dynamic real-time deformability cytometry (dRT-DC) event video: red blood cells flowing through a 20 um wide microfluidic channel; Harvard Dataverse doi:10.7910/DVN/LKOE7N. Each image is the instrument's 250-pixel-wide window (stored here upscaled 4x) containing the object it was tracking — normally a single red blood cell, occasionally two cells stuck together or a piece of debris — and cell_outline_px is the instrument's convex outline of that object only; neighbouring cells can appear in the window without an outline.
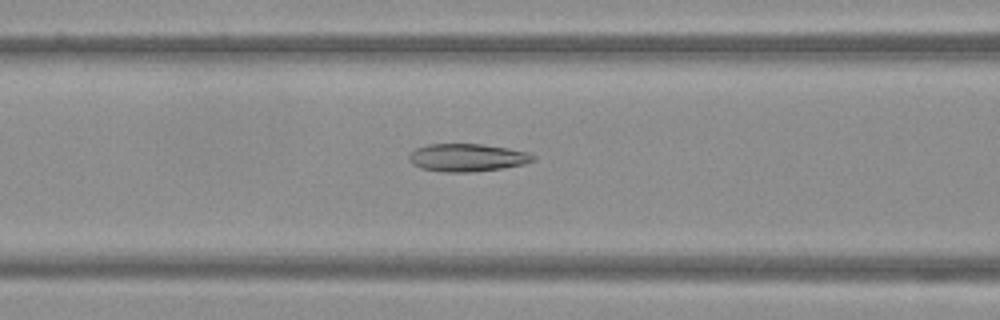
{"species": "Egyptian fruit bat (a non-hibernating species)", "species_latin": "Rousettus aegyptiacus", "temperature_condition": "warm", "stored_images_in_passage": 50, "camera_frame_rate_fps": 3000, "um_per_image_px": 0.085, "frame": {"image": 1, "passage_image": 21, "time_ms": 6.667, "image_size_px": [1000, 320], "cell_outline_px": [[536, 160], [524, 164], [500, 168], [472, 172], [444, 172], [420, 168], [412, 164], [408, 160], [408, 156], [416, 148], [428, 144], [484, 144], [508, 148], [528, 152], [536, 156]], "centroid_in_image_um": [39.71, 13.39], "position_along_channel_um": 126.9, "area_um2": 20.17}}
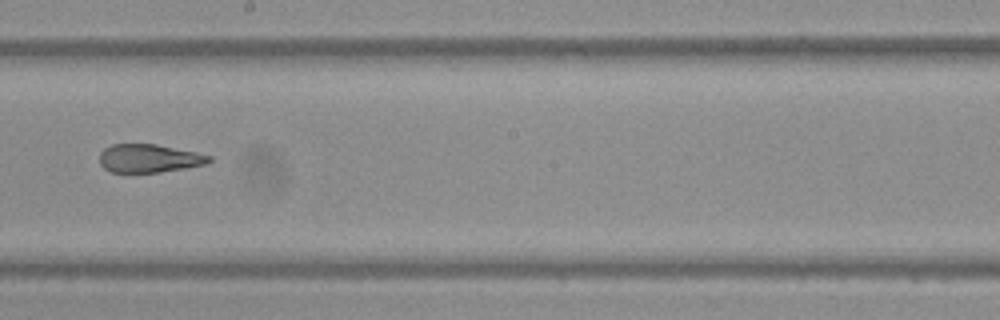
{"frame": {"image": 2, "passage_image": 29, "time_ms": 9.333, "image_size_px": [1000, 320], "cell_outline_px": [[212, 160], [208, 164], [160, 172], [112, 172], [104, 168], [100, 164], [100, 152], [104, 148], [112, 144], [156, 144], [196, 152], [212, 156]], "centroid_in_image_um": [12.69, 13.45], "position_along_channel_um": 235.5, "area_um2": 18.09}}
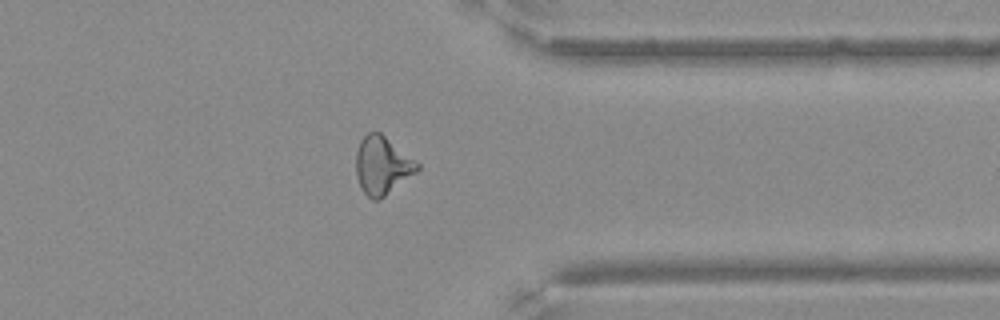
{"frame": {"image": 3, "passage_image": 40, "time_ms": 13.0, "image_size_px": [1000, 320], "cell_outline_px": [[420, 168], [416, 172], [380, 200], [372, 200], [364, 192], [356, 176], [356, 152], [360, 140], [368, 132], [380, 132], [420, 164]], "centroid_in_image_um": [32.48, 14.06], "position_along_channel_um": 378.9, "area_um2": 20.52}}